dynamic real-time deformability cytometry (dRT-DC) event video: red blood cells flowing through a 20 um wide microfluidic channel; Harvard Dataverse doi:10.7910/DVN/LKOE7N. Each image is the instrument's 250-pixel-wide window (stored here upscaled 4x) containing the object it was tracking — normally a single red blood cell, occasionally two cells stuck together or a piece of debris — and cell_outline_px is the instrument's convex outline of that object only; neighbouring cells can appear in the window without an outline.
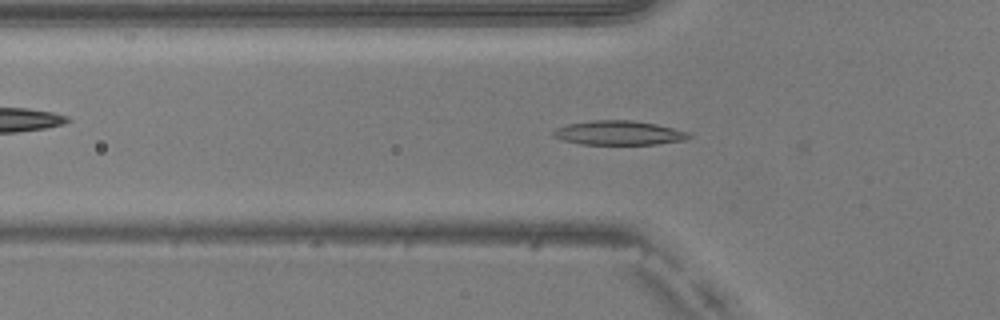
{"species": "common noctule bat (a hibernating species)", "species_latin": "Nyctalus noctula", "temperature_condition": "warm", "stored_images_in_passage": 46, "camera_frame_rate_fps": 3000, "um_per_image_px": 0.085, "animal": {"sex": "male", "body_mass_g": 20.5, "forearm_length_mm": 52.5}, "frame": {"image": 1, "passage_image": 14, "time_ms": 4.333, "image_size_px": [1000, 320], "cell_outline_px": [[692, 136], [684, 140], [656, 144], [580, 144], [564, 140], [552, 136], [552, 132], [556, 128], [568, 124], [592, 120], [632, 120], [656, 124], [688, 132]], "centroid_in_image_um": [52.58, 11.29], "position_along_channel_um": 73.2, "area_um2": 19.02}}
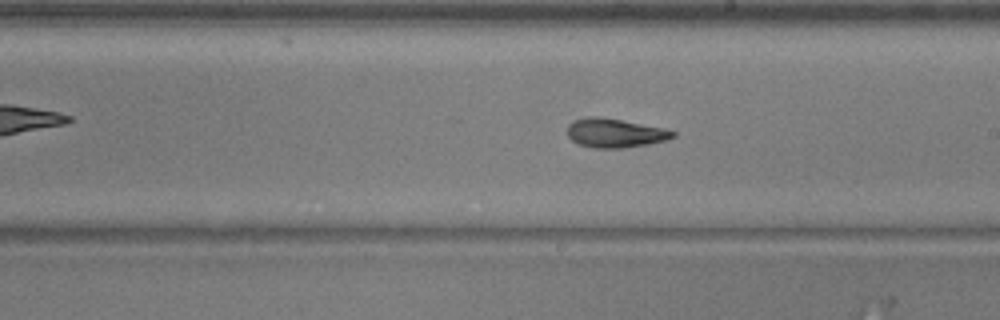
{"frame": {"image": 2, "passage_image": 26, "time_ms": 8.333, "image_size_px": [1000, 320], "cell_outline_px": [[676, 136], [664, 140], [648, 144], [624, 148], [592, 148], [576, 144], [568, 136], [568, 124], [572, 120], [588, 116], [596, 116], [620, 120], [664, 128], [676, 132]], "centroid_in_image_um": [52.23, 11.31], "position_along_channel_um": 236.8, "area_um2": 17.86}}
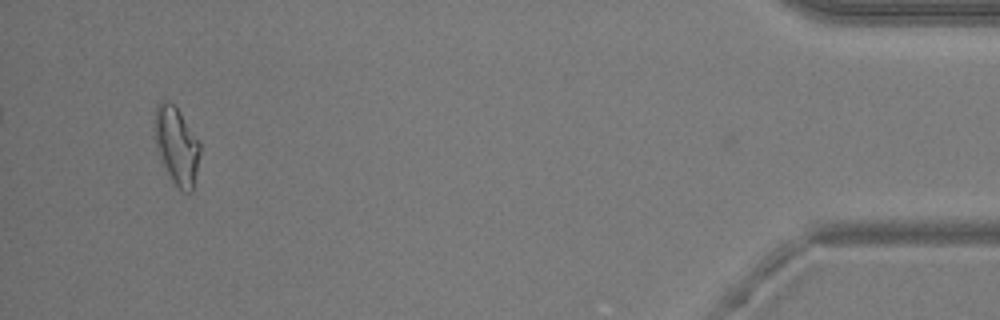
{"frame": {"image": 3, "passage_image": 45, "time_ms": 14.667, "image_size_px": [1000, 320], "cell_outline_px": [[200, 152], [192, 192], [184, 192], [172, 180], [156, 148], [152, 120], [156, 104], [160, 100], [168, 100], [180, 112], [200, 140]], "centroid_in_image_um": [14.98, 12.29], "position_along_channel_um": 420.2, "area_um2": 20.63}, "authors_computed_cell_mechanics": {"area_um2": 18.0047, "velocity_mm_per_s": 4.0575, "shape_relaxation_time_tau1_ms": 7.0892, "shape_relaxation_time_tau2_ms": 5.9991, "deformation_change_tau1": 0.2398, "deformation_change_tau2": 0.1067}}